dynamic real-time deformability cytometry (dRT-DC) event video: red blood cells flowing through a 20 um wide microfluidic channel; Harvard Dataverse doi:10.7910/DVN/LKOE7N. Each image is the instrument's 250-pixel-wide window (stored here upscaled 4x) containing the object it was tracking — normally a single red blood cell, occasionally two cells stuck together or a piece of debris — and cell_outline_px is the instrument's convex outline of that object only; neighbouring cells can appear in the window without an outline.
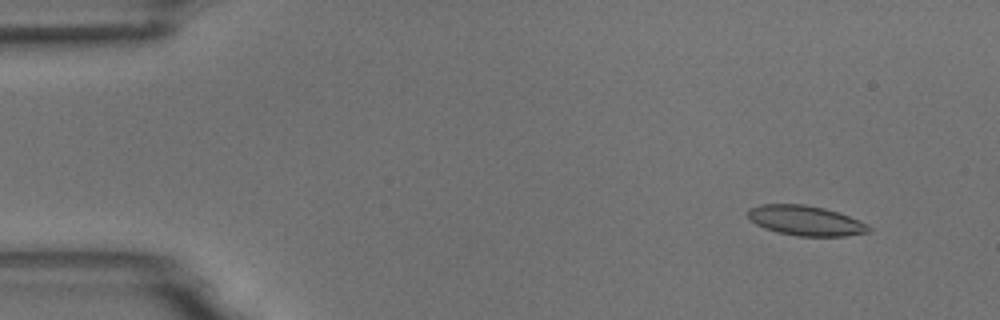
{"species": "common noctule bat (a hibernating species)", "species_latin": "Nyctalus noctula", "temperature_condition": "room temperature", "stored_images_in_passage": 3, "segment_of_instrument_passage": [2, 2], "camera_frame_rate_fps": 3000, "um_per_image_px": 0.085, "animal": {"sex": "male", "body_mass_g": 18.8}, "frame": {"image": 1, "passage_image": 3, "time_ms": 3.333, "image_size_px": [1000, 320], "cell_outline_px": [[872, 232], [844, 236], [796, 236], [776, 232], [764, 228], [756, 224], [748, 216], [748, 208], [760, 204], [804, 204], [824, 208], [860, 220], [868, 224], [872, 228]], "centroid_in_image_um": [68.5, 18.76], "position_along_channel_um": 16.5, "area_um2": 21.21}}